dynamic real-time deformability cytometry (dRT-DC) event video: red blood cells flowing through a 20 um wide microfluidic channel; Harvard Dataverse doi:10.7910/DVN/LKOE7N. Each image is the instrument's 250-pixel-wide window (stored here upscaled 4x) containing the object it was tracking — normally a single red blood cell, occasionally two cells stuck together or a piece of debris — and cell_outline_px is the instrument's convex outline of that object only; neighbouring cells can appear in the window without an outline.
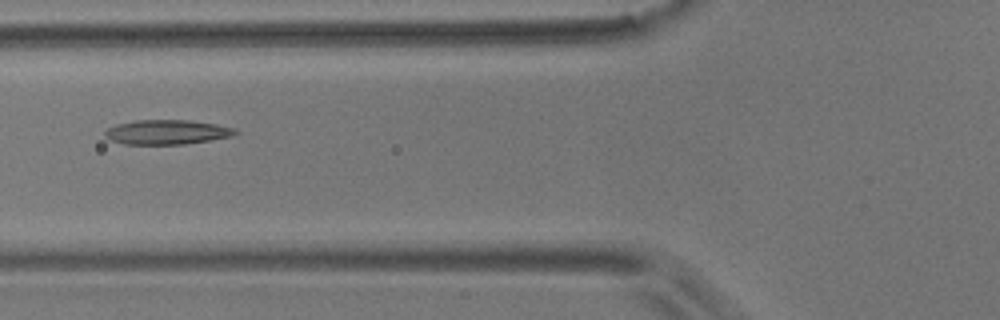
{"species": "common noctule bat (a hibernating species)", "species_latin": "Nyctalus noctula", "temperature_condition": "room temperature", "stored_images_in_passage": 8, "camera_frame_rate_fps": 3000, "um_per_image_px": 0.085, "animal": {"sex": "male", "body_mass_g": 17.9}, "frame": {"image": 1, "passage_image": 5, "time_ms": 1.333, "image_size_px": [1000, 320], "cell_outline_px": [[240, 132], [232, 136], [184, 144], [124, 144], [108, 140], [104, 136], [104, 132], [108, 128], [116, 124], [136, 120], [188, 120], [216, 124], [236, 128]], "centroid_in_image_um": [14.17, 11.23], "position_along_channel_um": 111.6, "area_um2": 18.73}}
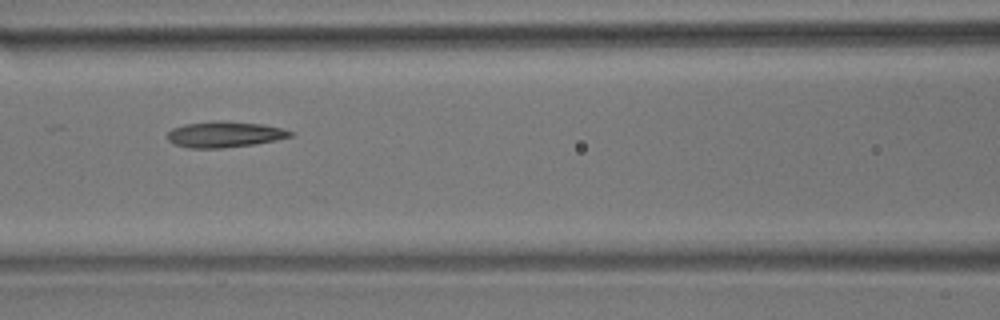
{"frame": {"image": 2, "passage_image": 6, "time_ms": 1.667, "image_size_px": [1000, 320], "cell_outline_px": [[296, 132], [292, 136], [276, 140], [256, 144], [224, 148], [188, 148], [176, 144], [168, 140], [168, 132], [172, 128], [184, 124], [212, 120], [220, 120], [264, 124], [284, 128]], "centroid_in_image_um": [19.14, 11.41], "position_along_channel_um": 147.5, "area_um2": 18.9}}
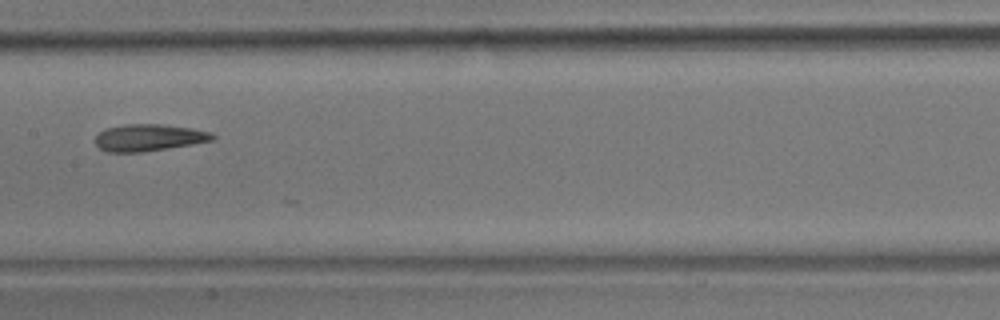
{"frame": {"image": 3, "passage_image": 7, "time_ms": 2.0, "image_size_px": [1000, 320], "cell_outline_px": [[216, 140], [192, 144], [140, 152], [104, 152], [96, 144], [96, 136], [100, 132], [108, 128], [128, 124], [160, 124], [192, 128], [208, 132], [216, 136]], "centroid_in_image_um": [12.66, 11.7], "position_along_channel_um": 194.7, "area_um2": 18.15}}